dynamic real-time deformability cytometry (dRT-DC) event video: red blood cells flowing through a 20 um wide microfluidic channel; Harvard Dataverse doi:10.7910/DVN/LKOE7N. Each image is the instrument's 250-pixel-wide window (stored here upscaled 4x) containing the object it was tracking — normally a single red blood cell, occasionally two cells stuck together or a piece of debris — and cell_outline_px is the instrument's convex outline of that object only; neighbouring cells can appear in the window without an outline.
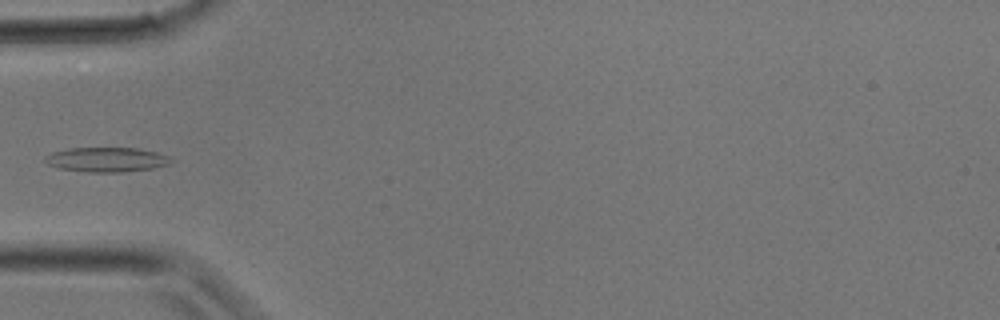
{"species": "common noctule bat (a hibernating species)", "species_latin": "Nyctalus noctula", "temperature_condition": "room temperature", "stored_images_in_passage": 5, "camera_frame_rate_fps": 3000, "um_per_image_px": 0.085, "animal": {"sex": "male", "body_mass_g": 17.9}, "frame": {"image": 1, "passage_image": 4, "time_ms": 1.0, "image_size_px": [1000, 320], "cell_outline_px": [[172, 160], [168, 164], [152, 168], [124, 172], [88, 172], [60, 168], [48, 164], [44, 160], [44, 156], [52, 152], [68, 148], [136, 148], [156, 152], [168, 156]], "centroid_in_image_um": [9.03, 13.56], "position_along_channel_um": 76.0, "area_um2": 17.92}}